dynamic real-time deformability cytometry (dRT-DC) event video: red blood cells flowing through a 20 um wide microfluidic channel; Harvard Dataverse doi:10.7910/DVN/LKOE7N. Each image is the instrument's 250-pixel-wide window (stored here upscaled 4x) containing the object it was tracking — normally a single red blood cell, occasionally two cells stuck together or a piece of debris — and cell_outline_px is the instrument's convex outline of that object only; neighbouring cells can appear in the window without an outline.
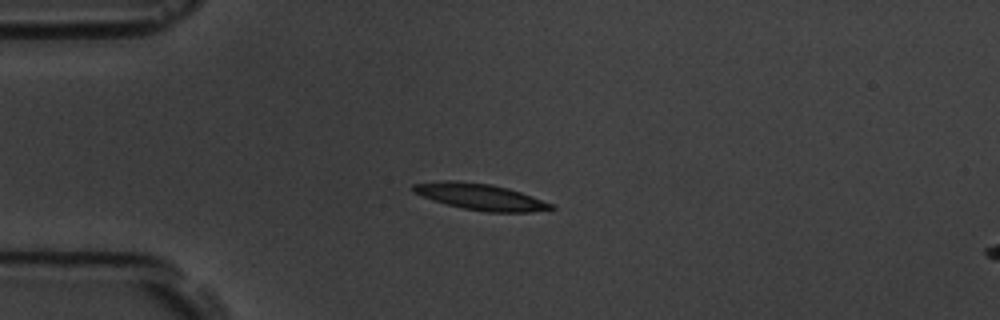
{"species": "common noctule bat (a hibernating species)", "species_latin": "Nyctalus noctula", "temperature_condition": "room temperature", "stored_images_in_passage": 4, "camera_frame_rate_fps": 3000, "um_per_image_px": 0.085, "animal": {"sex": "male", "body_mass_g": 19.5, "forearm_length_mm": 54.6}, "frame": {"image": 1, "passage_image": 3, "time_ms": 2.333, "image_size_px": [1000, 320], "cell_outline_px": [[556, 208], [532, 212], [488, 212], [464, 208], [432, 200], [412, 192], [412, 184], [444, 180], [456, 180], [492, 184], [508, 188], [532, 196], [552, 204]], "centroid_in_image_um": [40.81, 16.71], "position_along_channel_um": 44.2, "area_um2": 21.04}}